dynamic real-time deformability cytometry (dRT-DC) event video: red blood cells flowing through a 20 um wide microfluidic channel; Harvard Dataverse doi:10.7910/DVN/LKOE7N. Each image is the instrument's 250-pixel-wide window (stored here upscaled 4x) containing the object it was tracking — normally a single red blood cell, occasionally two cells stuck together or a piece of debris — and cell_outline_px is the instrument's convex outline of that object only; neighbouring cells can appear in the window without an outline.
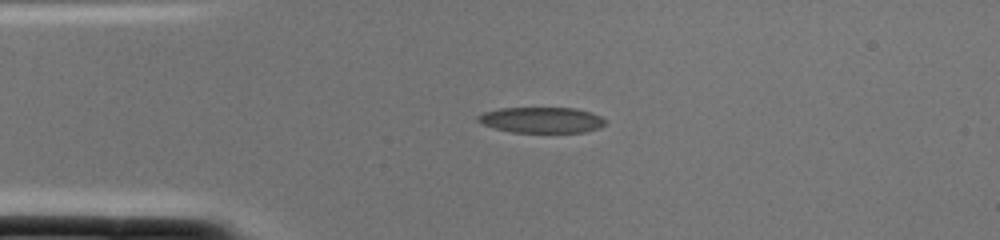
{"species": "common noctule bat (a hibernating species)", "species_latin": "Nyctalus noctula", "temperature_condition": "cold", "stored_images_in_passage": 1, "camera_frame_rate_fps": 3000, "um_per_image_px": 0.085, "animal": {"sex": "female", "body_mass_g": 22.0, "forearm_length_mm": 56.7}, "frame": {"image": 1, "passage_image": 1, "time_ms": 0.0, "image_size_px": [1000, 240], "cell_outline_px": [[604, 124], [596, 128], [580, 132], [516, 132], [484, 124], [480, 120], [480, 116], [488, 112], [504, 108], [568, 108], [588, 112], [604, 120]], "centroid_in_image_um": [46.06, 10.2], "position_along_channel_um": 38.9, "area_um2": 17.92}}